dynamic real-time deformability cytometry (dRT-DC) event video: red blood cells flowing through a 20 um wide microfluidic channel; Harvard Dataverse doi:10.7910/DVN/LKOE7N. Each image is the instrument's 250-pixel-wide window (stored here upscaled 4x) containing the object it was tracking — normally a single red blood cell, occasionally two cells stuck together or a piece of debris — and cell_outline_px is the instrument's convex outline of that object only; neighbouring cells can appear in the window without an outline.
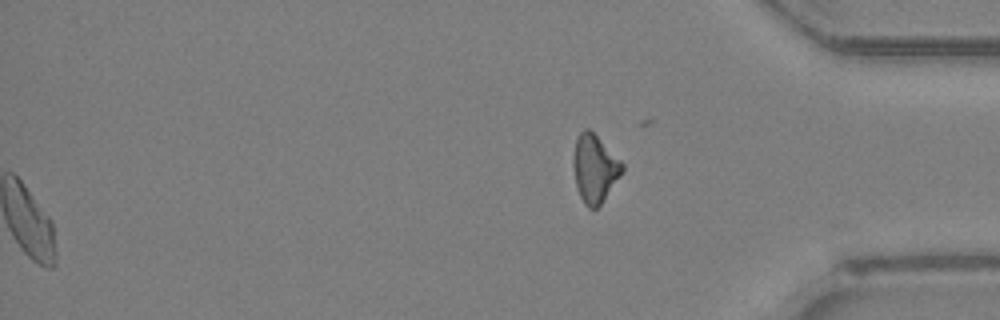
{"species": "Egyptian fruit bat (a non-hibernating species)", "species_latin": "Rousettus aegyptiacus", "temperature_condition": "room temperature", "stored_images_in_passage": 46, "segment_of_instrument_passage": [2, 2], "camera_frame_rate_fps": 3000, "um_per_image_px": 0.085, "animal": {"sex": "female"}, "frame": {"image": 1, "passage_image": 46, "time_ms": 15.0, "image_size_px": [1000, 320], "cell_outline_px": [[624, 172], [600, 204], [596, 208], [588, 208], [584, 204], [580, 196], [576, 184], [572, 164], [572, 156], [576, 136], [584, 128], [588, 128], [624, 164]], "centroid_in_image_um": [50.52, 14.31], "position_along_channel_um": 384.7, "area_um2": 19.31}}